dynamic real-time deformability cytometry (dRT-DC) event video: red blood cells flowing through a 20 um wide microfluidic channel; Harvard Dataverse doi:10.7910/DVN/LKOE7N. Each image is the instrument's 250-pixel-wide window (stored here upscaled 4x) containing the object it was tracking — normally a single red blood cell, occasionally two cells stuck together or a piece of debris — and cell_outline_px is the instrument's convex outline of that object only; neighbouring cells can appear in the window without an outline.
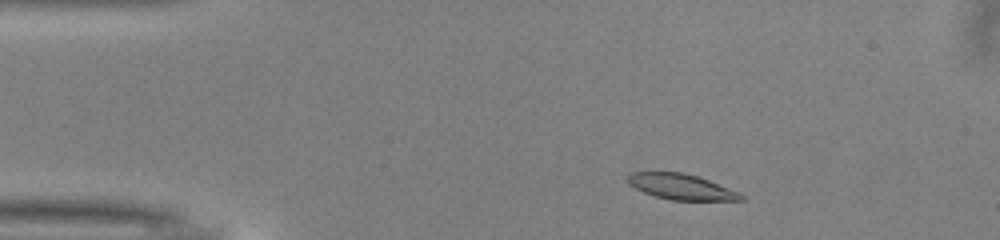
{"species": "common noctule bat (a hibernating species)", "species_latin": "Nyctalus noctula", "temperature_condition": "warm", "stored_images_in_passage": 46, "camera_frame_rate_fps": 3000, "um_per_image_px": 0.085, "animal": {"sex": "male", "body_mass_g": 13.0, "forearm_length_mm": 53.1}, "frame": {"image": 1, "passage_image": 4, "time_ms": 1.0, "image_size_px": [1000, 240], "cell_outline_px": [[748, 200], [672, 200], [656, 196], [644, 192], [628, 184], [628, 176], [632, 172], [684, 172], [708, 180], [740, 192]], "centroid_in_image_um": [57.94, 15.88], "position_along_channel_um": 27.1, "area_um2": 16.76}}
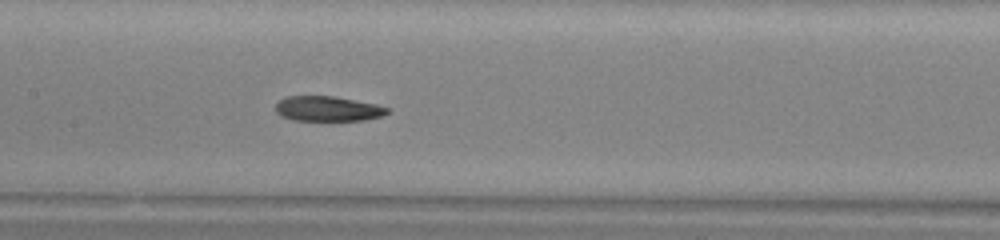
{"frame": {"image": 2, "passage_image": 20, "time_ms": 6.333, "image_size_px": [1000, 240], "cell_outline_px": [[392, 108], [384, 116], [364, 120], [292, 120], [276, 112], [276, 104], [280, 100], [288, 96], [336, 96], [376, 104]], "centroid_in_image_um": [27.92, 9.24], "position_along_channel_um": 179.5, "area_um2": 16.3}}
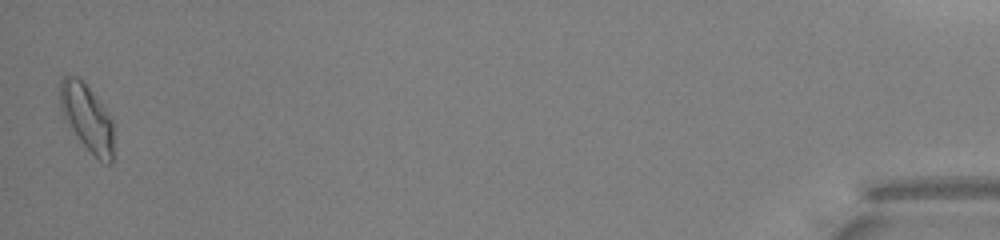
{"frame": {"image": 3, "passage_image": 46, "time_ms": 15.0, "image_size_px": [1000, 240], "cell_outline_px": [[112, 164], [108, 164], [100, 160], [80, 140], [64, 116], [60, 108], [60, 80], [64, 76], [80, 76], [84, 80], [112, 116]], "centroid_in_image_um": [7.41, 9.92], "position_along_channel_um": 427.8, "area_um2": 20.69}, "authors_computed_cell_mechanics": {"area_um2": 17.7446, "velocity_mm_per_s": 4.0044, "shape_relaxation_time_tau1_ms": 7.8208, "shape_relaxation_time_tau2_ms": 5.3936, "deformation_change_tau1": 0.2048, "deformation_change_tau2": 0.1066}}